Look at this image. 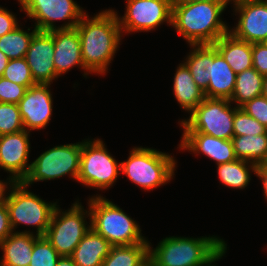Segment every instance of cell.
Instances as JSON below:
<instances>
[{
    "mask_svg": "<svg viewBox=\"0 0 267 266\" xmlns=\"http://www.w3.org/2000/svg\"><path fill=\"white\" fill-rule=\"evenodd\" d=\"M26 90L25 86L0 77V102L18 104Z\"/></svg>",
    "mask_w": 267,
    "mask_h": 266,
    "instance_id": "obj_34",
    "label": "cell"
},
{
    "mask_svg": "<svg viewBox=\"0 0 267 266\" xmlns=\"http://www.w3.org/2000/svg\"><path fill=\"white\" fill-rule=\"evenodd\" d=\"M54 208L50 224L44 235L60 256L70 257L81 239L91 229L85 223L84 215L91 216L90 210L85 211L81 204L74 203L67 212Z\"/></svg>",
    "mask_w": 267,
    "mask_h": 266,
    "instance_id": "obj_8",
    "label": "cell"
},
{
    "mask_svg": "<svg viewBox=\"0 0 267 266\" xmlns=\"http://www.w3.org/2000/svg\"><path fill=\"white\" fill-rule=\"evenodd\" d=\"M179 147L194 153L202 152L218 164L237 160L232 140H223L203 133H183Z\"/></svg>",
    "mask_w": 267,
    "mask_h": 266,
    "instance_id": "obj_18",
    "label": "cell"
},
{
    "mask_svg": "<svg viewBox=\"0 0 267 266\" xmlns=\"http://www.w3.org/2000/svg\"><path fill=\"white\" fill-rule=\"evenodd\" d=\"M253 68L261 75H267V46L261 43H252Z\"/></svg>",
    "mask_w": 267,
    "mask_h": 266,
    "instance_id": "obj_36",
    "label": "cell"
},
{
    "mask_svg": "<svg viewBox=\"0 0 267 266\" xmlns=\"http://www.w3.org/2000/svg\"><path fill=\"white\" fill-rule=\"evenodd\" d=\"M121 164L108 153L100 139L82 142L77 181L83 185L107 189L116 182Z\"/></svg>",
    "mask_w": 267,
    "mask_h": 266,
    "instance_id": "obj_10",
    "label": "cell"
},
{
    "mask_svg": "<svg viewBox=\"0 0 267 266\" xmlns=\"http://www.w3.org/2000/svg\"><path fill=\"white\" fill-rule=\"evenodd\" d=\"M250 163V165H248ZM218 176L222 184L225 186L243 189L250 182V171L256 172L257 165L245 161V160H234L228 163L218 164Z\"/></svg>",
    "mask_w": 267,
    "mask_h": 266,
    "instance_id": "obj_28",
    "label": "cell"
},
{
    "mask_svg": "<svg viewBox=\"0 0 267 266\" xmlns=\"http://www.w3.org/2000/svg\"><path fill=\"white\" fill-rule=\"evenodd\" d=\"M236 73L213 45L210 80L206 98L230 99L235 88Z\"/></svg>",
    "mask_w": 267,
    "mask_h": 266,
    "instance_id": "obj_19",
    "label": "cell"
},
{
    "mask_svg": "<svg viewBox=\"0 0 267 266\" xmlns=\"http://www.w3.org/2000/svg\"><path fill=\"white\" fill-rule=\"evenodd\" d=\"M174 0H127L125 15H117L121 31H151L164 21L172 24Z\"/></svg>",
    "mask_w": 267,
    "mask_h": 266,
    "instance_id": "obj_12",
    "label": "cell"
},
{
    "mask_svg": "<svg viewBox=\"0 0 267 266\" xmlns=\"http://www.w3.org/2000/svg\"><path fill=\"white\" fill-rule=\"evenodd\" d=\"M48 32L53 36V61L56 77L61 76L76 65L87 71L84 76L88 75L89 71L83 64L81 40L77 28L55 29Z\"/></svg>",
    "mask_w": 267,
    "mask_h": 266,
    "instance_id": "obj_17",
    "label": "cell"
},
{
    "mask_svg": "<svg viewBox=\"0 0 267 266\" xmlns=\"http://www.w3.org/2000/svg\"><path fill=\"white\" fill-rule=\"evenodd\" d=\"M242 108L247 114L258 120L267 128V97L258 96L242 105Z\"/></svg>",
    "mask_w": 267,
    "mask_h": 266,
    "instance_id": "obj_35",
    "label": "cell"
},
{
    "mask_svg": "<svg viewBox=\"0 0 267 266\" xmlns=\"http://www.w3.org/2000/svg\"><path fill=\"white\" fill-rule=\"evenodd\" d=\"M231 1V0H174L173 2Z\"/></svg>",
    "mask_w": 267,
    "mask_h": 266,
    "instance_id": "obj_44",
    "label": "cell"
},
{
    "mask_svg": "<svg viewBox=\"0 0 267 266\" xmlns=\"http://www.w3.org/2000/svg\"><path fill=\"white\" fill-rule=\"evenodd\" d=\"M9 60L10 59L2 51H0V77L3 75Z\"/></svg>",
    "mask_w": 267,
    "mask_h": 266,
    "instance_id": "obj_41",
    "label": "cell"
},
{
    "mask_svg": "<svg viewBox=\"0 0 267 266\" xmlns=\"http://www.w3.org/2000/svg\"><path fill=\"white\" fill-rule=\"evenodd\" d=\"M2 77L26 88L36 84L25 57L10 59Z\"/></svg>",
    "mask_w": 267,
    "mask_h": 266,
    "instance_id": "obj_32",
    "label": "cell"
},
{
    "mask_svg": "<svg viewBox=\"0 0 267 266\" xmlns=\"http://www.w3.org/2000/svg\"><path fill=\"white\" fill-rule=\"evenodd\" d=\"M24 129L18 104L0 102V136Z\"/></svg>",
    "mask_w": 267,
    "mask_h": 266,
    "instance_id": "obj_31",
    "label": "cell"
},
{
    "mask_svg": "<svg viewBox=\"0 0 267 266\" xmlns=\"http://www.w3.org/2000/svg\"><path fill=\"white\" fill-rule=\"evenodd\" d=\"M255 174L263 181L264 195L267 200V163L257 165Z\"/></svg>",
    "mask_w": 267,
    "mask_h": 266,
    "instance_id": "obj_39",
    "label": "cell"
},
{
    "mask_svg": "<svg viewBox=\"0 0 267 266\" xmlns=\"http://www.w3.org/2000/svg\"><path fill=\"white\" fill-rule=\"evenodd\" d=\"M37 31L34 28L31 33H28L17 26L14 30L0 37V51L9 59L25 57L30 41Z\"/></svg>",
    "mask_w": 267,
    "mask_h": 266,
    "instance_id": "obj_29",
    "label": "cell"
},
{
    "mask_svg": "<svg viewBox=\"0 0 267 266\" xmlns=\"http://www.w3.org/2000/svg\"><path fill=\"white\" fill-rule=\"evenodd\" d=\"M11 193L7 196L8 209L12 230L18 224L33 225L37 228L36 236H44L56 203H47L37 195L29 192L23 182H15L9 178ZM12 187V188H11Z\"/></svg>",
    "mask_w": 267,
    "mask_h": 266,
    "instance_id": "obj_6",
    "label": "cell"
},
{
    "mask_svg": "<svg viewBox=\"0 0 267 266\" xmlns=\"http://www.w3.org/2000/svg\"><path fill=\"white\" fill-rule=\"evenodd\" d=\"M18 25L15 16L0 6V37L14 30Z\"/></svg>",
    "mask_w": 267,
    "mask_h": 266,
    "instance_id": "obj_37",
    "label": "cell"
},
{
    "mask_svg": "<svg viewBox=\"0 0 267 266\" xmlns=\"http://www.w3.org/2000/svg\"><path fill=\"white\" fill-rule=\"evenodd\" d=\"M262 95L267 97V75L263 78Z\"/></svg>",
    "mask_w": 267,
    "mask_h": 266,
    "instance_id": "obj_43",
    "label": "cell"
},
{
    "mask_svg": "<svg viewBox=\"0 0 267 266\" xmlns=\"http://www.w3.org/2000/svg\"><path fill=\"white\" fill-rule=\"evenodd\" d=\"M29 132L22 130L0 136V167L11 173L15 182H23L30 171L31 164L27 163L30 152Z\"/></svg>",
    "mask_w": 267,
    "mask_h": 266,
    "instance_id": "obj_14",
    "label": "cell"
},
{
    "mask_svg": "<svg viewBox=\"0 0 267 266\" xmlns=\"http://www.w3.org/2000/svg\"><path fill=\"white\" fill-rule=\"evenodd\" d=\"M192 52L184 64L188 67L195 83L204 92L210 80L211 63L213 61V44L190 45Z\"/></svg>",
    "mask_w": 267,
    "mask_h": 266,
    "instance_id": "obj_24",
    "label": "cell"
},
{
    "mask_svg": "<svg viewBox=\"0 0 267 266\" xmlns=\"http://www.w3.org/2000/svg\"><path fill=\"white\" fill-rule=\"evenodd\" d=\"M263 43L267 46V38L263 41Z\"/></svg>",
    "mask_w": 267,
    "mask_h": 266,
    "instance_id": "obj_46",
    "label": "cell"
},
{
    "mask_svg": "<svg viewBox=\"0 0 267 266\" xmlns=\"http://www.w3.org/2000/svg\"><path fill=\"white\" fill-rule=\"evenodd\" d=\"M7 183L0 180V204H4L7 201V197L4 196L6 194Z\"/></svg>",
    "mask_w": 267,
    "mask_h": 266,
    "instance_id": "obj_42",
    "label": "cell"
},
{
    "mask_svg": "<svg viewBox=\"0 0 267 266\" xmlns=\"http://www.w3.org/2000/svg\"><path fill=\"white\" fill-rule=\"evenodd\" d=\"M173 91L182 109L189 112H192L206 98L204 91L197 86L184 63L177 68Z\"/></svg>",
    "mask_w": 267,
    "mask_h": 266,
    "instance_id": "obj_23",
    "label": "cell"
},
{
    "mask_svg": "<svg viewBox=\"0 0 267 266\" xmlns=\"http://www.w3.org/2000/svg\"><path fill=\"white\" fill-rule=\"evenodd\" d=\"M55 266H77L71 257L61 256Z\"/></svg>",
    "mask_w": 267,
    "mask_h": 266,
    "instance_id": "obj_40",
    "label": "cell"
},
{
    "mask_svg": "<svg viewBox=\"0 0 267 266\" xmlns=\"http://www.w3.org/2000/svg\"><path fill=\"white\" fill-rule=\"evenodd\" d=\"M144 266H153L150 261H148Z\"/></svg>",
    "mask_w": 267,
    "mask_h": 266,
    "instance_id": "obj_45",
    "label": "cell"
},
{
    "mask_svg": "<svg viewBox=\"0 0 267 266\" xmlns=\"http://www.w3.org/2000/svg\"><path fill=\"white\" fill-rule=\"evenodd\" d=\"M89 209L91 228L112 246L148 242L136 221L111 201L96 195L89 199Z\"/></svg>",
    "mask_w": 267,
    "mask_h": 266,
    "instance_id": "obj_4",
    "label": "cell"
},
{
    "mask_svg": "<svg viewBox=\"0 0 267 266\" xmlns=\"http://www.w3.org/2000/svg\"><path fill=\"white\" fill-rule=\"evenodd\" d=\"M232 142L237 159L267 163V134L233 136Z\"/></svg>",
    "mask_w": 267,
    "mask_h": 266,
    "instance_id": "obj_25",
    "label": "cell"
},
{
    "mask_svg": "<svg viewBox=\"0 0 267 266\" xmlns=\"http://www.w3.org/2000/svg\"><path fill=\"white\" fill-rule=\"evenodd\" d=\"M112 245L92 228L81 239L70 256L77 266H102Z\"/></svg>",
    "mask_w": 267,
    "mask_h": 266,
    "instance_id": "obj_21",
    "label": "cell"
},
{
    "mask_svg": "<svg viewBox=\"0 0 267 266\" xmlns=\"http://www.w3.org/2000/svg\"><path fill=\"white\" fill-rule=\"evenodd\" d=\"M60 257L45 236H36L29 266H55Z\"/></svg>",
    "mask_w": 267,
    "mask_h": 266,
    "instance_id": "obj_30",
    "label": "cell"
},
{
    "mask_svg": "<svg viewBox=\"0 0 267 266\" xmlns=\"http://www.w3.org/2000/svg\"><path fill=\"white\" fill-rule=\"evenodd\" d=\"M49 86L50 84H35L27 88L25 95L18 102L25 130L43 129L49 123L53 108Z\"/></svg>",
    "mask_w": 267,
    "mask_h": 266,
    "instance_id": "obj_15",
    "label": "cell"
},
{
    "mask_svg": "<svg viewBox=\"0 0 267 266\" xmlns=\"http://www.w3.org/2000/svg\"><path fill=\"white\" fill-rule=\"evenodd\" d=\"M234 136L267 134V128L247 114L242 108L235 107L233 121Z\"/></svg>",
    "mask_w": 267,
    "mask_h": 266,
    "instance_id": "obj_33",
    "label": "cell"
},
{
    "mask_svg": "<svg viewBox=\"0 0 267 266\" xmlns=\"http://www.w3.org/2000/svg\"><path fill=\"white\" fill-rule=\"evenodd\" d=\"M149 242L112 246L102 266H144L149 261Z\"/></svg>",
    "mask_w": 267,
    "mask_h": 266,
    "instance_id": "obj_26",
    "label": "cell"
},
{
    "mask_svg": "<svg viewBox=\"0 0 267 266\" xmlns=\"http://www.w3.org/2000/svg\"><path fill=\"white\" fill-rule=\"evenodd\" d=\"M263 78L255 68H250L236 74L235 88L230 102H235L241 107L246 102L262 95Z\"/></svg>",
    "mask_w": 267,
    "mask_h": 266,
    "instance_id": "obj_27",
    "label": "cell"
},
{
    "mask_svg": "<svg viewBox=\"0 0 267 266\" xmlns=\"http://www.w3.org/2000/svg\"><path fill=\"white\" fill-rule=\"evenodd\" d=\"M35 237L30 231L12 232L0 242L4 253L0 266H29Z\"/></svg>",
    "mask_w": 267,
    "mask_h": 266,
    "instance_id": "obj_22",
    "label": "cell"
},
{
    "mask_svg": "<svg viewBox=\"0 0 267 266\" xmlns=\"http://www.w3.org/2000/svg\"><path fill=\"white\" fill-rule=\"evenodd\" d=\"M88 17L84 14L76 26L81 40L83 64L90 73L104 74L122 36L117 12L109 9L91 19Z\"/></svg>",
    "mask_w": 267,
    "mask_h": 266,
    "instance_id": "obj_1",
    "label": "cell"
},
{
    "mask_svg": "<svg viewBox=\"0 0 267 266\" xmlns=\"http://www.w3.org/2000/svg\"><path fill=\"white\" fill-rule=\"evenodd\" d=\"M229 2H173L171 26L190 45L213 44L230 31L220 19Z\"/></svg>",
    "mask_w": 267,
    "mask_h": 266,
    "instance_id": "obj_2",
    "label": "cell"
},
{
    "mask_svg": "<svg viewBox=\"0 0 267 266\" xmlns=\"http://www.w3.org/2000/svg\"><path fill=\"white\" fill-rule=\"evenodd\" d=\"M12 232L8 209L6 203L0 204V242L8 237Z\"/></svg>",
    "mask_w": 267,
    "mask_h": 266,
    "instance_id": "obj_38",
    "label": "cell"
},
{
    "mask_svg": "<svg viewBox=\"0 0 267 266\" xmlns=\"http://www.w3.org/2000/svg\"><path fill=\"white\" fill-rule=\"evenodd\" d=\"M53 55V36L48 31H37L33 35L25 55L36 84H51L52 80L57 78Z\"/></svg>",
    "mask_w": 267,
    "mask_h": 266,
    "instance_id": "obj_16",
    "label": "cell"
},
{
    "mask_svg": "<svg viewBox=\"0 0 267 266\" xmlns=\"http://www.w3.org/2000/svg\"><path fill=\"white\" fill-rule=\"evenodd\" d=\"M21 9L27 16L37 20L35 28L38 31H51L55 29H72L85 14L82 8L73 0H18ZM71 19V22L61 27H56L53 23L57 20ZM55 20V21H54Z\"/></svg>",
    "mask_w": 267,
    "mask_h": 266,
    "instance_id": "obj_11",
    "label": "cell"
},
{
    "mask_svg": "<svg viewBox=\"0 0 267 266\" xmlns=\"http://www.w3.org/2000/svg\"><path fill=\"white\" fill-rule=\"evenodd\" d=\"M226 244L216 237H166L156 248L149 247L153 266H212L226 252Z\"/></svg>",
    "mask_w": 267,
    "mask_h": 266,
    "instance_id": "obj_3",
    "label": "cell"
},
{
    "mask_svg": "<svg viewBox=\"0 0 267 266\" xmlns=\"http://www.w3.org/2000/svg\"><path fill=\"white\" fill-rule=\"evenodd\" d=\"M130 152L128 160L120 162V171L134 184L152 190L172 179L176 163L171 155L143 147H134Z\"/></svg>",
    "mask_w": 267,
    "mask_h": 266,
    "instance_id": "obj_5",
    "label": "cell"
},
{
    "mask_svg": "<svg viewBox=\"0 0 267 266\" xmlns=\"http://www.w3.org/2000/svg\"><path fill=\"white\" fill-rule=\"evenodd\" d=\"M229 99L205 98L187 120L181 121L183 133H203L223 140H232L235 107Z\"/></svg>",
    "mask_w": 267,
    "mask_h": 266,
    "instance_id": "obj_7",
    "label": "cell"
},
{
    "mask_svg": "<svg viewBox=\"0 0 267 266\" xmlns=\"http://www.w3.org/2000/svg\"><path fill=\"white\" fill-rule=\"evenodd\" d=\"M239 13L237 26L229 32L237 39L261 43L267 38V0H231Z\"/></svg>",
    "mask_w": 267,
    "mask_h": 266,
    "instance_id": "obj_13",
    "label": "cell"
},
{
    "mask_svg": "<svg viewBox=\"0 0 267 266\" xmlns=\"http://www.w3.org/2000/svg\"><path fill=\"white\" fill-rule=\"evenodd\" d=\"M82 142L55 146L41 154L31 163L23 183L28 187L35 181L59 178L70 174L77 180L80 171Z\"/></svg>",
    "mask_w": 267,
    "mask_h": 266,
    "instance_id": "obj_9",
    "label": "cell"
},
{
    "mask_svg": "<svg viewBox=\"0 0 267 266\" xmlns=\"http://www.w3.org/2000/svg\"><path fill=\"white\" fill-rule=\"evenodd\" d=\"M213 45L236 74L253 67L252 43L239 40L228 32Z\"/></svg>",
    "mask_w": 267,
    "mask_h": 266,
    "instance_id": "obj_20",
    "label": "cell"
}]
</instances>
